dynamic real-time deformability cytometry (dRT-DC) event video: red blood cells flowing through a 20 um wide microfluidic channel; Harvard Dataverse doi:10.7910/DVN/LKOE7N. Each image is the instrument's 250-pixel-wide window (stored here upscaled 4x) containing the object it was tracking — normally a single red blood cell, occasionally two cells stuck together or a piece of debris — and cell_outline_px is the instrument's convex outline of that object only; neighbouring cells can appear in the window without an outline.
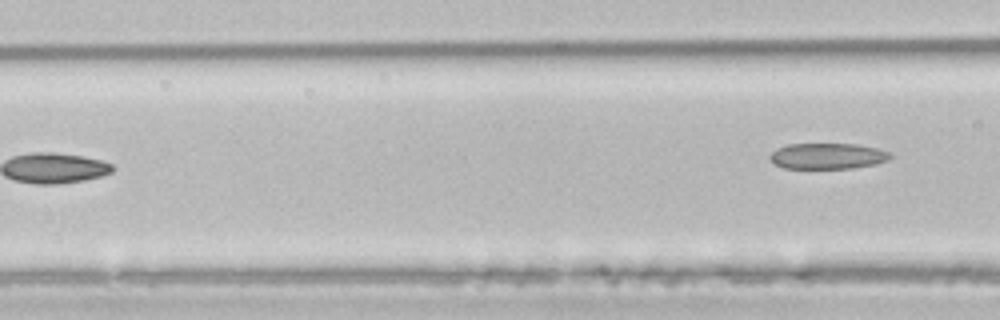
{"species": "common noctule bat (a hibernating species)", "species_latin": "Nyctalus noctula", "temperature_condition": "room temperature", "stored_images_in_passage": 6, "camera_frame_rate_fps": 3000, "um_per_image_px": 0.085, "animal": {"sex": "male", "body_mass_g": 21.5, "forearm_length_mm": 52.0}, "frame": {"image": 1, "passage_image": 6, "time_ms": 6.333, "image_size_px": [1000, 320], "cell_outline_px": [[892, 156], [888, 160], [876, 164], [852, 168], [784, 168], [776, 164], [768, 156], [776, 148], [788, 144], [856, 144], [876, 148], [888, 152]], "centroid_in_image_um": [70.34, 13.26], "position_along_channel_um": 96.3, "area_um2": 18.03}}